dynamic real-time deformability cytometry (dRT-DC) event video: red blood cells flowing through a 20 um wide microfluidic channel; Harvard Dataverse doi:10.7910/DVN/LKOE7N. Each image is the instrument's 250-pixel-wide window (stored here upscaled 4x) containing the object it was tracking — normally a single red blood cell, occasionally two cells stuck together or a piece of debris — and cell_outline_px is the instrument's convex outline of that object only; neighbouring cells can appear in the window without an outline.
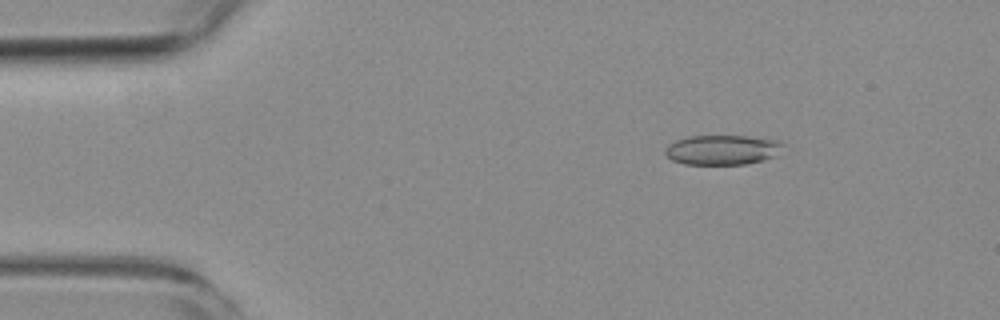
{"species": "common noctule bat (a hibernating species)", "species_latin": "Nyctalus noctula", "temperature_condition": "room temperature", "stored_images_in_passage": 4, "camera_frame_rate_fps": 3000, "um_per_image_px": 0.085, "animal": {"sex": "female", "body_mass_g": 19.3, "forearm_length_mm": 54.1}, "frame": {"image": 1, "passage_image": 1, "time_ms": 0.0, "image_size_px": [1000, 320], "cell_outline_px": [[784, 144], [776, 156], [764, 160], [744, 164], [684, 164], [672, 160], [664, 152], [664, 148], [668, 144], [676, 140], [688, 136], [764, 136], [780, 140]], "centroid_in_image_um": [61.44, 12.72], "position_along_channel_um": 23.6, "area_um2": 20.81}}
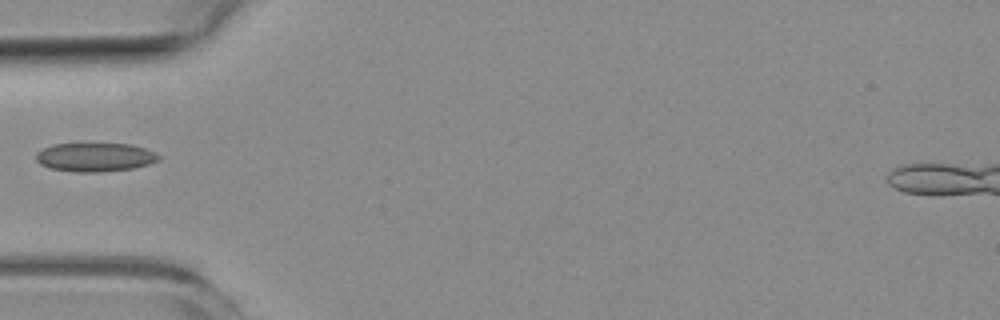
{"frame": {"image": 2, "passage_image": 4, "time_ms": 3.333, "image_size_px": [1000, 320], "cell_outline_px": [[160, 160], [148, 164], [132, 168], [100, 172], [72, 172], [48, 168], [40, 164], [36, 160], [36, 152], [52, 144], [132, 144], [156, 152], [160, 156]], "centroid_in_image_um": [8.06, 13.36], "position_along_channel_um": 76.9, "area_um2": 20.63}}